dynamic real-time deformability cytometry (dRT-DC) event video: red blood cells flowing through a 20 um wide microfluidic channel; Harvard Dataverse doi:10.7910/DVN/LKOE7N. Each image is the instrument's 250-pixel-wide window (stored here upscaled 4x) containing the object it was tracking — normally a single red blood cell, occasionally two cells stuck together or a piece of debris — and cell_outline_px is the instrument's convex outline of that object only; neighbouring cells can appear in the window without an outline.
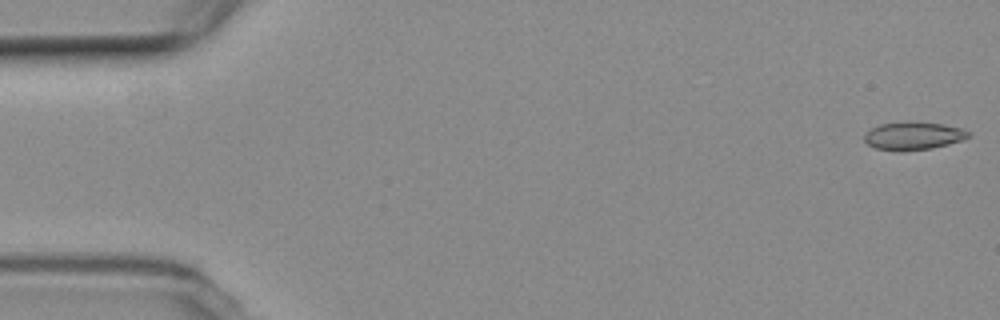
{"species": "common noctule bat (a hibernating species)", "species_latin": "Nyctalus noctula", "temperature_condition": "room temperature", "stored_images_in_passage": 2, "camera_frame_rate_fps": 3000, "um_per_image_px": 0.085, "animal": {"sex": "female", "body_mass_g": 19.3, "forearm_length_mm": 54.1}, "frame": {"image": 1, "passage_image": 1, "time_ms": 0.0, "image_size_px": [1000, 320], "cell_outline_px": [[972, 132], [968, 136], [960, 140], [948, 144], [932, 148], [904, 152], [900, 152], [876, 148], [868, 144], [864, 140], [864, 136], [872, 128], [880, 124], [944, 124], [964, 128]], "centroid_in_image_um": [77.66, 11.59], "position_along_channel_um": 7.3, "area_um2": 16.36}}